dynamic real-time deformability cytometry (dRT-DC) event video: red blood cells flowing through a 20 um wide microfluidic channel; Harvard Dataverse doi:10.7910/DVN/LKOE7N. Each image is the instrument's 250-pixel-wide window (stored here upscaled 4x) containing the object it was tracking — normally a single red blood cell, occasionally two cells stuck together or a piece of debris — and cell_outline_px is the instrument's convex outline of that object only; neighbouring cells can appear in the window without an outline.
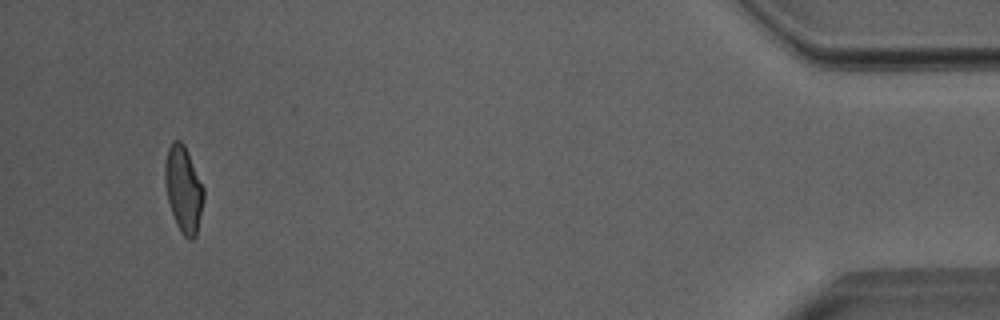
{"species": "Egyptian fruit bat (a non-hibernating species)", "species_latin": "Rousettus aegyptiacus", "temperature_condition": "room temperature", "stored_images_in_passage": 38, "camera_frame_rate_fps": 3000, "um_per_image_px": 0.085, "animal": {"sex": "male"}, "frame": {"image": 1, "passage_image": 38, "time_ms": 12.333, "image_size_px": [1000, 320], "cell_outline_px": [[204, 196], [196, 236], [192, 240], [188, 240], [180, 232], [176, 224], [168, 200], [164, 180], [164, 164], [168, 148], [172, 140], [180, 140], [184, 144], [204, 188]], "centroid_in_image_um": [15.58, 16.08], "position_along_channel_um": 419.6, "area_um2": 19.42}, "authors_computed_cell_mechanics": {"area_um2": 19.4497, "velocity_mm_per_s": 4.0137, "shape_relaxation_time_tau1_ms": 4.9202, "shape_relaxation_time_tau2_ms": 1.4559, "deformation_change_tau1": 0.1513, "deformation_change_tau2": 0.0859}}